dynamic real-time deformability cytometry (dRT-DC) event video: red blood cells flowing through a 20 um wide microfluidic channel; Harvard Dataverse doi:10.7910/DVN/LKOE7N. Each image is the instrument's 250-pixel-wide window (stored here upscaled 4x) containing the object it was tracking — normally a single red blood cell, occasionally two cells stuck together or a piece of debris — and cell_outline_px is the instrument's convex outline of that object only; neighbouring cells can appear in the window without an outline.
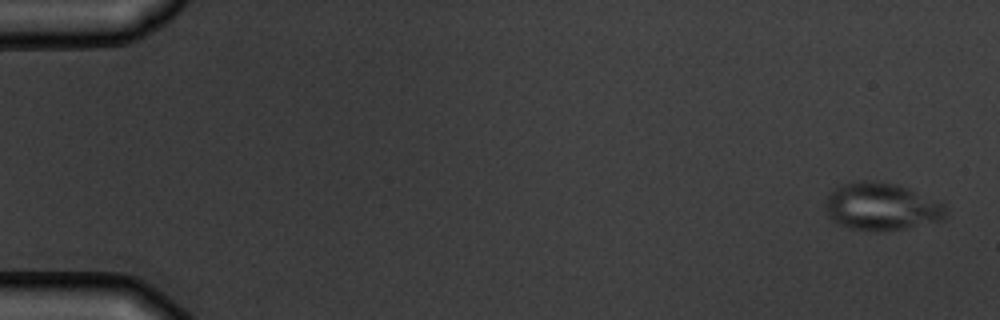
{"species": "common noctule bat (a hibernating species)", "species_latin": "Nyctalus noctula", "temperature_condition": "warm", "stored_images_in_passage": 9, "camera_frame_rate_fps": 3000, "um_per_image_px": 0.085, "animal": {"sex": "male", "body_mass_g": 19.5, "forearm_length_mm": 54.6}, "frame": {"image": 1, "passage_image": 1, "time_ms": 0.0, "image_size_px": [1000, 320], "cell_outline_px": [[948, 212], [940, 220], [904, 228], [884, 232], [852, 228], [840, 224], [832, 220], [828, 216], [824, 204], [824, 200], [836, 188], [844, 184], [860, 180], [872, 180], [896, 184], [908, 188], [944, 204]], "centroid_in_image_um": [74.9, 17.55], "position_along_channel_um": 10.1, "area_um2": 33.06}}